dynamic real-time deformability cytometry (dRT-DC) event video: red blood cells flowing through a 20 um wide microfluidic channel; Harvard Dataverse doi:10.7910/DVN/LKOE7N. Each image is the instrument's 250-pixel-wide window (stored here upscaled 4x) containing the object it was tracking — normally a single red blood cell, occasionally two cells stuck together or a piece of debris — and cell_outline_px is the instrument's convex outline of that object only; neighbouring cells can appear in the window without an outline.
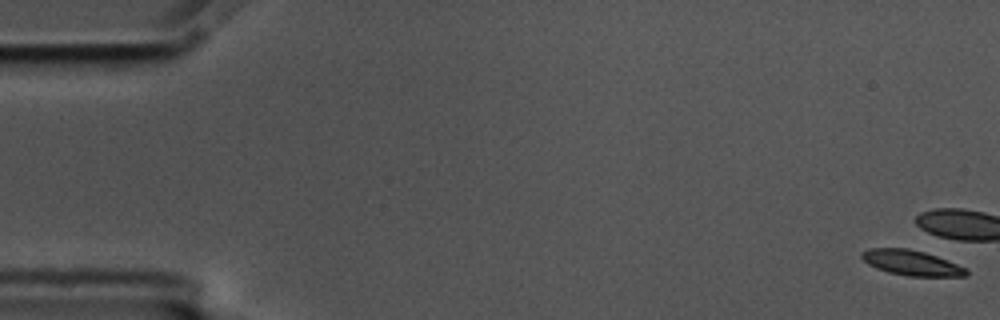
{"species": "common noctule bat (a hibernating species)", "species_latin": "Nyctalus noctula", "temperature_condition": "cold", "stored_images_in_passage": 4, "camera_frame_rate_fps": 3000, "um_per_image_px": 0.085, "animal": {"sex": "male", "body_mass_g": 17.5, "forearm_length_mm": 52.3}, "frame": {"image": 1, "passage_image": 1, "time_ms": 0.0, "image_size_px": [1000, 320], "cell_outline_px": [[968, 276], [908, 276], [888, 272], [876, 268], [868, 264], [860, 256], [860, 252], [868, 248], [908, 248], [924, 252], [936, 256], [968, 268]], "centroid_in_image_um": [77.47, 22.33], "position_along_channel_um": 7.5, "area_um2": 15.43}}